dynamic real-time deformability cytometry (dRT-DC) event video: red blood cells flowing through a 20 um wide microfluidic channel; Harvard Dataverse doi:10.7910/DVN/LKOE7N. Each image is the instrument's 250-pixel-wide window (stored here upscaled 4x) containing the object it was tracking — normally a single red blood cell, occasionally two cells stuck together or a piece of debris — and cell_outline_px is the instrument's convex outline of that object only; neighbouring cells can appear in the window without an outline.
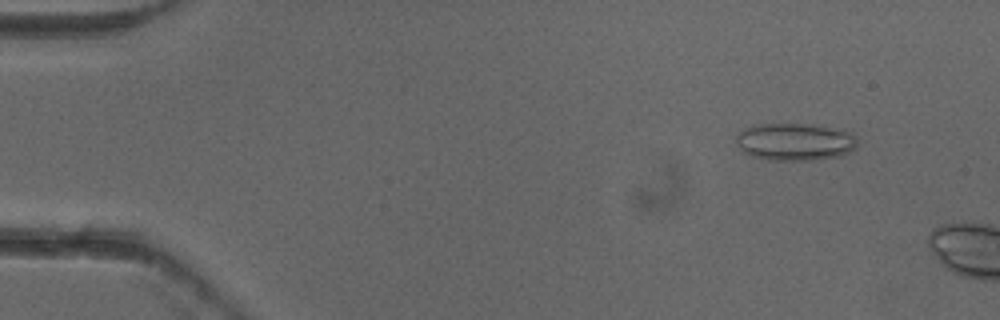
{"species": "common noctule bat (a hibernating species)", "species_latin": "Nyctalus noctula", "temperature_condition": "cold", "stored_images_in_passage": 3, "camera_frame_rate_fps": 3000, "um_per_image_px": 0.085, "animal": {"sex": "female"}, "frame": {"image": 1, "passage_image": 1, "time_ms": 0.0, "image_size_px": [1000, 320], "cell_outline_px": [[856, 148], [840, 156], [816, 160], [768, 160], [748, 156], [736, 144], [736, 136], [744, 128], [752, 124], [820, 124], [844, 128], [856, 136]], "centroid_in_image_um": [67.59, 12.04], "position_along_channel_um": 17.4, "area_um2": 27.17}}